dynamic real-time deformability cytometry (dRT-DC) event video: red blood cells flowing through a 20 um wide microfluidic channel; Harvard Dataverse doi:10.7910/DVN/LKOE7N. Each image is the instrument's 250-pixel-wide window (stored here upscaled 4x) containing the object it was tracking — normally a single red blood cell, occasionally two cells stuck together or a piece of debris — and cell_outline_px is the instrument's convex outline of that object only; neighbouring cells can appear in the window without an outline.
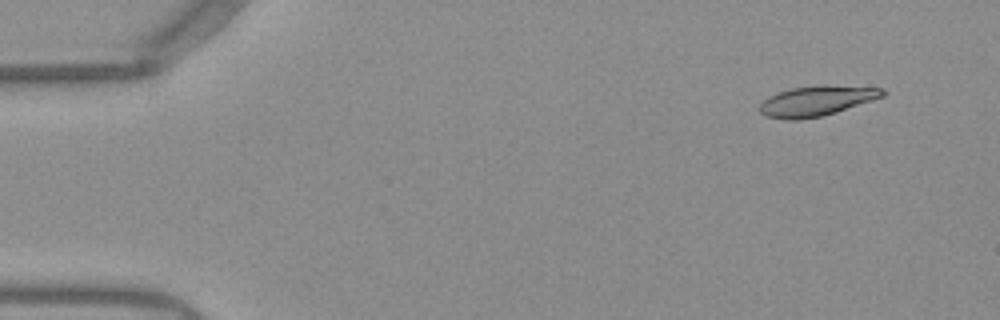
{"species": "Egyptian fruit bat (a non-hibernating species)", "species_latin": "Rousettus aegyptiacus", "temperature_condition": "warm", "stored_images_in_passage": 51, "camera_frame_rate_fps": 3000, "um_per_image_px": 0.085, "frame": {"image": 1, "passage_image": 4, "time_ms": 1.0, "image_size_px": [1000, 320], "cell_outline_px": [[888, 92], [884, 96], [836, 112], [820, 116], [800, 120], [788, 120], [764, 116], [760, 112], [760, 104], [768, 96], [792, 88], [820, 84], [824, 84], [884, 88]], "centroid_in_image_um": [69.43, 8.56], "position_along_channel_um": 15.6, "area_um2": 21.73}}
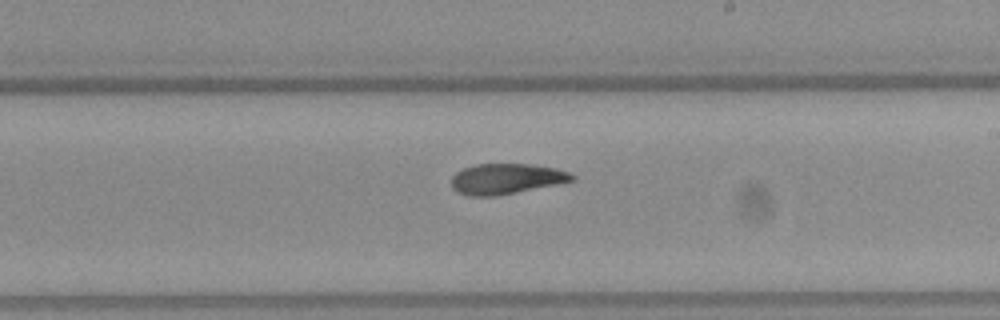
{"frame": {"image": 2, "passage_image": 30, "time_ms": 9.667, "image_size_px": [1000, 320], "cell_outline_px": [[576, 176], [572, 180], [556, 184], [492, 196], [472, 196], [456, 192], [452, 188], [452, 176], [456, 172], [464, 168], [476, 164], [528, 164], [556, 168], [568, 172]], "centroid_in_image_um": [42.98, 15.19], "position_along_channel_um": 246.0, "area_um2": 21.04}}
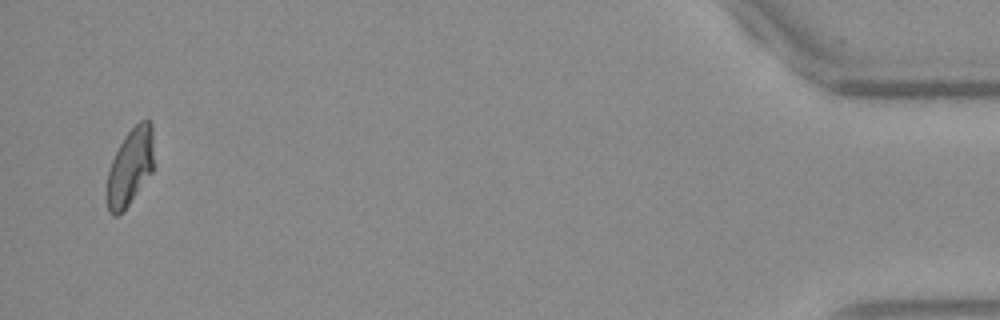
{"frame": {"image": 3, "passage_image": 50, "time_ms": 16.333, "image_size_px": [1000, 320], "cell_outline_px": [[152, 172], [128, 204], [116, 216], [112, 216], [108, 212], [104, 196], [104, 192], [108, 172], [112, 160], [124, 136], [140, 120], [148, 116], [152, 124]], "centroid_in_image_um": [11.01, 14.2], "position_along_channel_um": 424.2, "area_um2": 21.15}, "authors_computed_cell_mechanics": {"area_um2": 21.9062, "velocity_mm_per_s": 3.9327, "shape_relaxation_time_tau1_ms": 10.9152, "shape_relaxation_time_tau2_ms": 6.7577, "deformation_change_tau1": 0.2941, "deformation_change_tau2": 0.15}}